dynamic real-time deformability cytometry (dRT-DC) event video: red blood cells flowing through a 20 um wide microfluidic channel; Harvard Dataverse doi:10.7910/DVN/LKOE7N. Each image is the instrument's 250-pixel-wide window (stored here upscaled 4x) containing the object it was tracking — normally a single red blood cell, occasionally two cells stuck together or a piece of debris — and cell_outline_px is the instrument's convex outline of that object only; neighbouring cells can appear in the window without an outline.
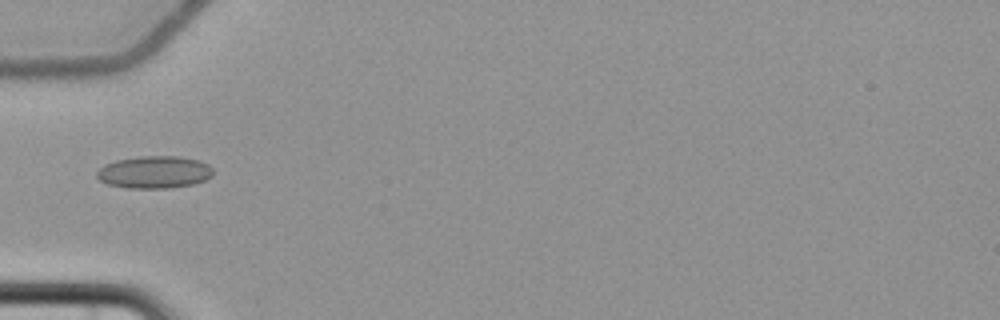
{"species": "common noctule bat (a hibernating species)", "species_latin": "Nyctalus noctula", "temperature_condition": "cold", "stored_images_in_passage": 3, "camera_frame_rate_fps": 3000, "um_per_image_px": 0.085, "animal": {"sex": "female", "body_mass_g": 22.7, "forearm_length_mm": 54.2}, "frame": {"image": 1, "passage_image": 1, "time_ms": 0.0, "image_size_px": [1000, 320], "cell_outline_px": [[212, 176], [204, 180], [192, 184], [168, 188], [128, 188], [108, 184], [100, 180], [96, 176], [96, 172], [104, 164], [116, 160], [140, 156], [176, 156], [200, 160], [208, 164], [212, 168]], "centroid_in_image_um": [13.11, 14.63], "position_along_channel_um": 71.9, "area_um2": 21.91}}
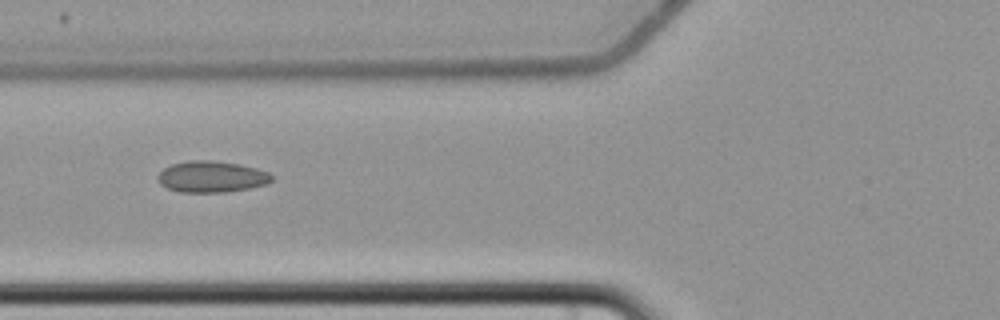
{"frame": {"image": 2, "passage_image": 2, "time_ms": 1.0, "image_size_px": [1000, 320], "cell_outline_px": [[272, 180], [268, 184], [248, 188], [224, 192], [180, 192], [168, 188], [160, 184], [156, 176], [164, 168], [172, 164], [188, 160], [212, 160], [240, 164], [256, 168], [268, 172], [272, 176]], "centroid_in_image_um": [17.97, 15.01], "position_along_channel_um": 107.8, "area_um2": 20.81}}